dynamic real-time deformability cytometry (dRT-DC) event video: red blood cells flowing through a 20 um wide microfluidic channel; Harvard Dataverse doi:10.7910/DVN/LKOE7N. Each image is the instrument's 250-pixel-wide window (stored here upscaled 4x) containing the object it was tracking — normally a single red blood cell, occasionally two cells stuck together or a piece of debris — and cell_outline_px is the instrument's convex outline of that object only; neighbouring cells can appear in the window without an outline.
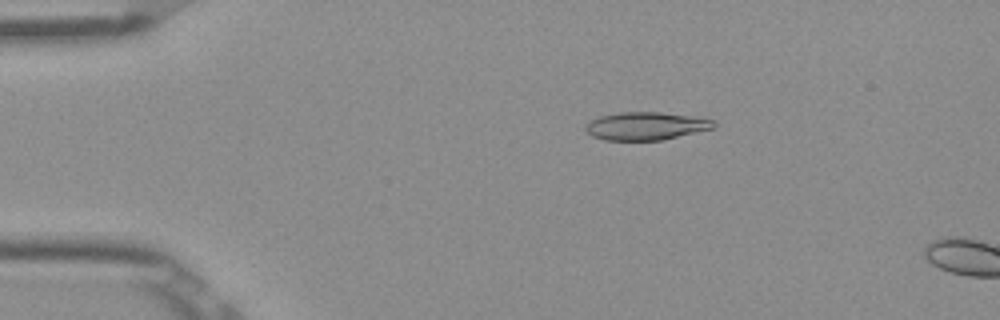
{"species": "Egyptian fruit bat (a non-hibernating species)", "species_latin": "Rousettus aegyptiacus", "temperature_condition": "room temperature", "stored_images_in_passage": 13, "camera_frame_rate_fps": 3000, "um_per_image_px": 0.085, "frame": {"image": 1, "passage_image": 10, "time_ms": 3.0, "image_size_px": [1000, 320], "cell_outline_px": [[716, 128], [664, 140], [604, 140], [592, 136], [584, 128], [584, 124], [600, 116], [620, 112], [660, 112], [696, 116], [716, 120]], "centroid_in_image_um": [54.96, 10.71], "position_along_channel_um": 30.0, "area_um2": 21.21}}